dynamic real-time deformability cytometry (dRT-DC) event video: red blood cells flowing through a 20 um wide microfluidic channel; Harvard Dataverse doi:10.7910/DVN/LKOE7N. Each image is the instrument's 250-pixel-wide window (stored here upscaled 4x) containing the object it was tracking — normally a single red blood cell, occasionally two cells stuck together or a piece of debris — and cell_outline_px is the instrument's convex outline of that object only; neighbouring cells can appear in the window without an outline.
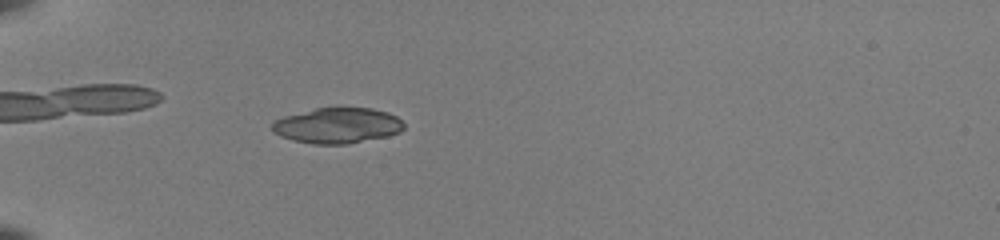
{"species": "common noctule bat (a hibernating species)", "species_latin": "Nyctalus noctula", "temperature_condition": "room temperature", "stored_images_in_passage": 46, "camera_frame_rate_fps": 3000, "um_per_image_px": 0.085, "animal": {"sex": "female", "body_mass_g": 22.0, "forearm_length_mm": 56.7}, "frame": {"image": 1, "passage_image": 12, "time_ms": 3.667, "image_size_px": [1000, 240], "cell_outline_px": [[404, 128], [400, 132], [388, 136], [348, 144], [312, 144], [292, 140], [280, 136], [272, 132], [272, 120], [284, 116], [316, 108], [372, 108], [388, 112], [396, 116], [404, 124]], "centroid_in_image_um": [28.66, 10.68], "position_along_channel_um": 56.3, "area_um2": 27.46}}